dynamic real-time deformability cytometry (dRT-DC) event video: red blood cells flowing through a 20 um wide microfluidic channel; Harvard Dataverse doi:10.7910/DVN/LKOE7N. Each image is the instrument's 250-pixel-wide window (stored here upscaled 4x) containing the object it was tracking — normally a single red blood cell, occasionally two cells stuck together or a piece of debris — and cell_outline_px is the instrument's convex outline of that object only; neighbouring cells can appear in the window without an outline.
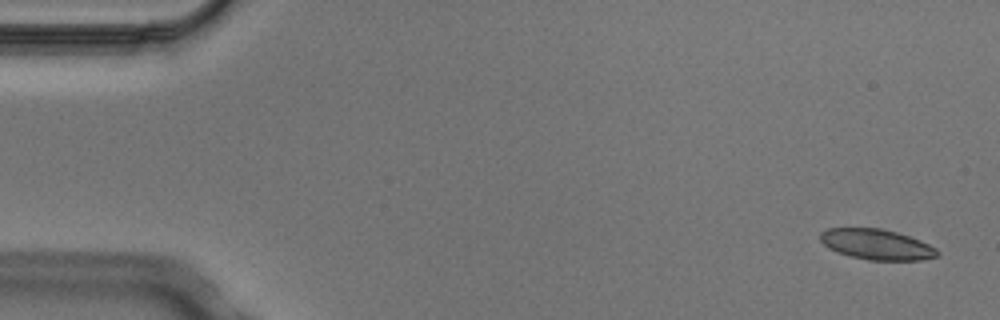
{"species": "Egyptian fruit bat (a non-hibernating species)", "species_latin": "Rousettus aegyptiacus", "temperature_condition": "cold", "stored_images_in_passage": 5, "segment_of_instrument_passage": [2, 2], "camera_frame_rate_fps": 3000, "um_per_image_px": 0.085, "animal": {"sex": "male"}, "frame": {"image": 1, "passage_image": 5, "time_ms": 1.333, "image_size_px": [1000, 320], "cell_outline_px": [[940, 252], [936, 256], [920, 260], [868, 260], [836, 252], [828, 248], [820, 240], [820, 232], [828, 228], [880, 228], [896, 232], [920, 240], [936, 248]], "centroid_in_image_um": [74.49, 20.77], "position_along_channel_um": 10.5, "area_um2": 20.69}}